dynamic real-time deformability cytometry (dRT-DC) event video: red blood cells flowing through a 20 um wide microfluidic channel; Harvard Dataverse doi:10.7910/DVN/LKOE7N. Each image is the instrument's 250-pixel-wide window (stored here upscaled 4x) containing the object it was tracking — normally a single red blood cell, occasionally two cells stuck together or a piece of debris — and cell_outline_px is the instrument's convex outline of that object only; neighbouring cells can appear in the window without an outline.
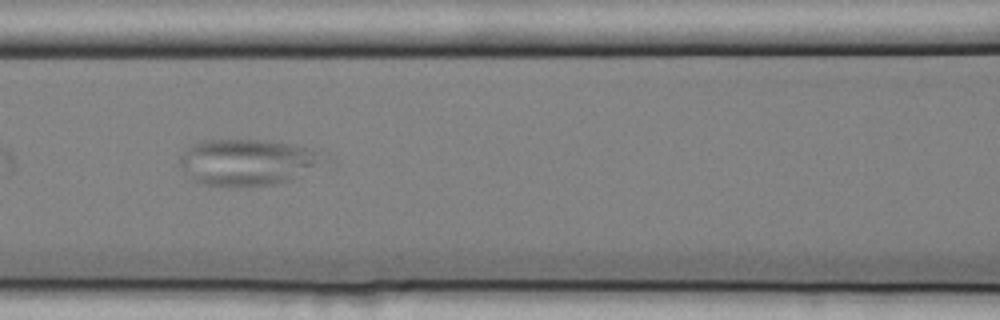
{"species": "common noctule bat (a hibernating species)", "species_latin": "Nyctalus noctula", "temperature_condition": "cold", "stored_images_in_passage": 15, "camera_frame_rate_fps": 3000, "um_per_image_px": 0.085, "animal": {"sex": "female", "body_mass_g": 25.1}, "frame": {"image": 1, "passage_image": 7, "time_ms": 2.0, "image_size_px": [1000, 320], "cell_outline_px": [[336, 164], [292, 180], [276, 184], [224, 188], [204, 184], [192, 180], [180, 164], [180, 156], [192, 144], [200, 140], [264, 140], [292, 144], [312, 148], [328, 152], [336, 160]], "centroid_in_image_um": [21.32, 13.8], "position_along_channel_um": 145.3, "area_um2": 41.04}}
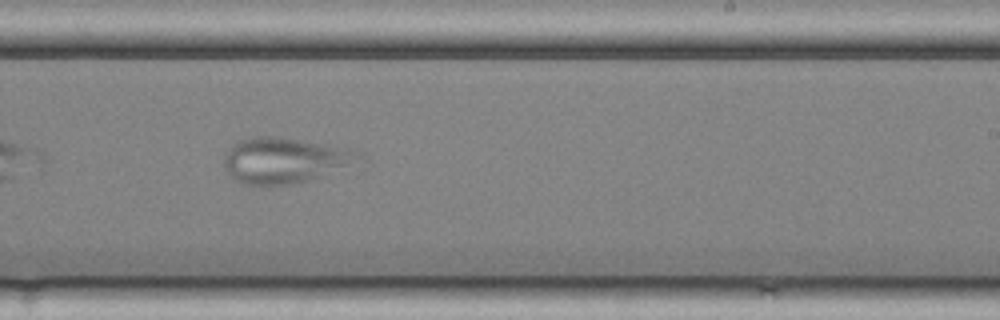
{"frame": {"image": 2, "passage_image": 10, "time_ms": 3.0, "image_size_px": [1000, 320], "cell_outline_px": [[368, 160], [308, 180], [292, 184], [244, 184], [228, 176], [224, 168], [224, 160], [232, 144], [236, 140], [256, 136], [276, 136], [328, 144], [352, 148], [364, 152]], "centroid_in_image_um": [24.29, 13.6], "position_along_channel_um": 264.7, "area_um2": 36.41}}
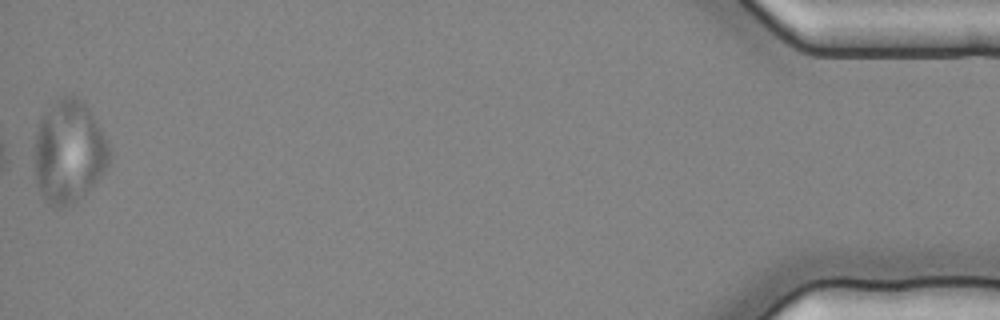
{"frame": {"image": 3, "passage_image": 15, "time_ms": 4.667, "image_size_px": [1000, 320], "cell_outline_px": [[108, 164], [104, 172], [84, 192], [68, 204], [60, 208], [52, 208], [44, 200], [36, 180], [32, 152], [36, 132], [40, 116], [60, 96], [76, 96], [84, 100], [96, 120], [108, 144]], "centroid_in_image_um": [5.79, 12.85], "position_along_channel_um": 429.4, "area_um2": 44.8}}